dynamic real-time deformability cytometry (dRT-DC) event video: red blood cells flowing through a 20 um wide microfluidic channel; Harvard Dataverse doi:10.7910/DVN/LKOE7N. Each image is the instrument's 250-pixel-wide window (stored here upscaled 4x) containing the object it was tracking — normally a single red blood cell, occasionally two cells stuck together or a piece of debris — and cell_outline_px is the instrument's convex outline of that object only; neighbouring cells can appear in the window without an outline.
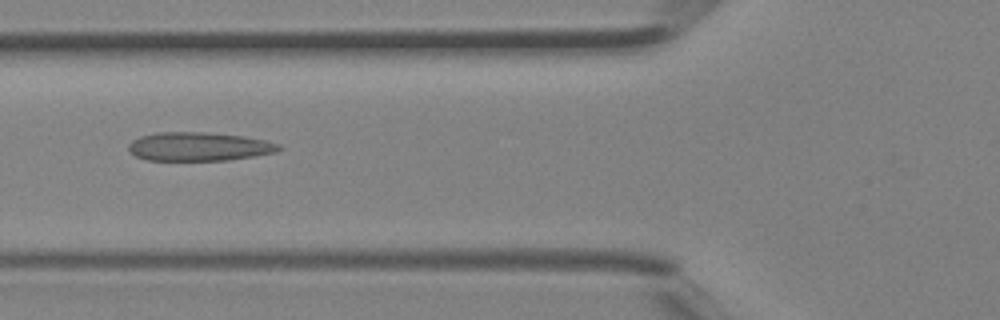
{"species": "Egyptian fruit bat (a non-hibernating species)", "species_latin": "Rousettus aegyptiacus", "temperature_condition": "room temperature", "stored_images_in_passage": 40, "camera_frame_rate_fps": 3000, "um_per_image_px": 0.085, "animal": {"sex": "female"}, "frame": {"image": 1, "passage_image": 15, "time_ms": 4.667, "image_size_px": [1000, 320], "cell_outline_px": [[284, 148], [276, 152], [228, 160], [148, 160], [136, 156], [128, 148], [128, 144], [132, 140], [140, 136], [156, 132], [204, 132], [244, 136], [268, 140], [280, 144]], "centroid_in_image_um": [16.94, 12.45], "position_along_channel_um": 108.9, "area_um2": 25.2}}
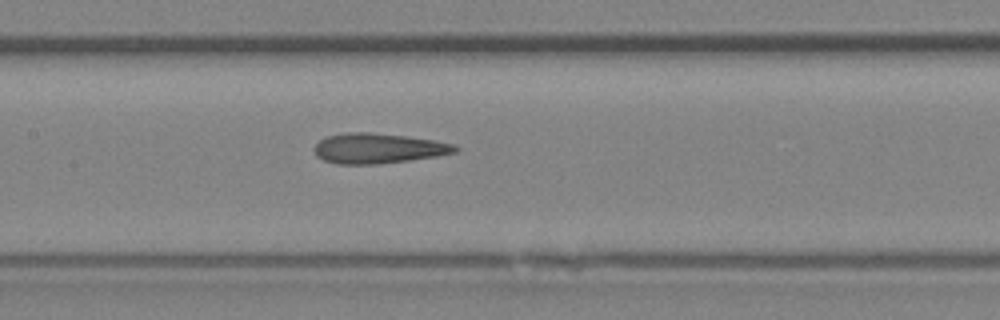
{"frame": {"image": 2, "passage_image": 19, "time_ms": 6.0, "image_size_px": [1000, 320], "cell_outline_px": [[460, 148], [456, 152], [436, 156], [380, 164], [336, 164], [324, 160], [316, 156], [312, 148], [320, 140], [328, 136], [348, 132], [368, 132], [404, 136], [432, 140], [452, 144]], "centroid_in_image_um": [32.1, 12.62], "position_along_channel_um": 175.3, "area_um2": 24.57}}
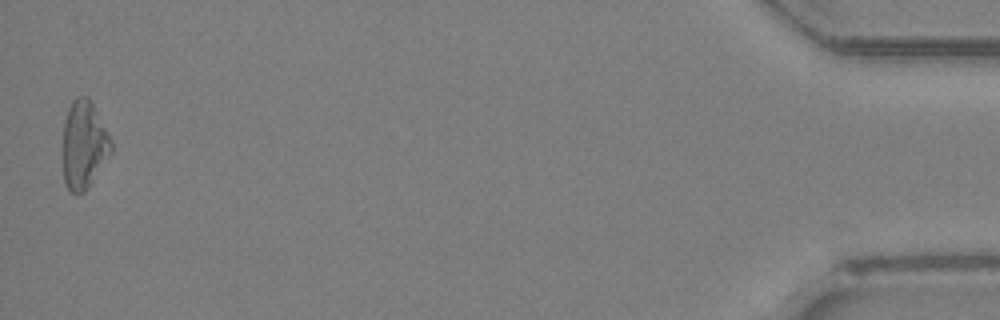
{"frame": {"image": 3, "passage_image": 40, "time_ms": 13.0, "image_size_px": [1000, 320], "cell_outline_px": [[112, 152], [84, 192], [72, 192], [68, 188], [64, 180], [64, 120], [68, 108], [72, 100], [76, 96], [88, 96], [112, 144]], "centroid_in_image_um": [7.11, 12.29], "position_along_channel_um": 428.1, "area_um2": 23.99}}